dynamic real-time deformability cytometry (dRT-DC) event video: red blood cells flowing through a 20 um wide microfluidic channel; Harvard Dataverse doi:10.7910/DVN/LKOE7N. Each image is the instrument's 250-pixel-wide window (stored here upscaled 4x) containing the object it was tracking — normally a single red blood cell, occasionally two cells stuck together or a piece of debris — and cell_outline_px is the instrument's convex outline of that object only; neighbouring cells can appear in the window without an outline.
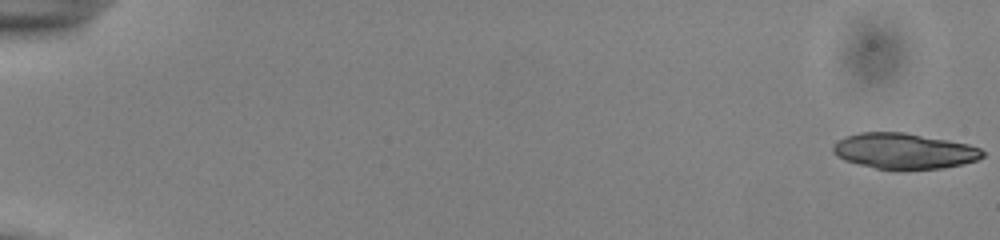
{"species": "common noctule bat (a hibernating species)", "species_latin": "Nyctalus noctula", "temperature_condition": "cold", "stored_images_in_passage": 55, "camera_frame_rate_fps": 3000, "um_per_image_px": 0.085, "animal": {"sex": "male", "body_mass_g": 13.0, "forearm_length_mm": 53.1}, "frame": {"image": 1, "passage_image": 1, "time_ms": 0.0, "image_size_px": [1000, 240], "cell_outline_px": [[984, 156], [976, 160], [944, 168], [876, 168], [844, 160], [836, 156], [832, 152], [832, 144], [848, 136], [860, 132], [904, 132], [948, 140], [968, 144], [980, 148], [984, 152]], "centroid_in_image_um": [76.83, 12.82], "position_along_channel_um": 8.2, "area_um2": 30.58}}
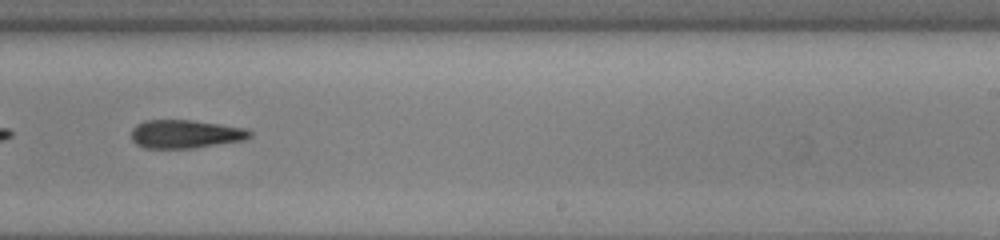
{"frame": {"image": 2, "passage_image": 36, "time_ms": 11.667, "image_size_px": [1000, 240], "cell_outline_px": [[252, 136], [244, 140], [192, 148], [144, 148], [136, 144], [132, 140], [132, 128], [136, 124], [144, 120], [192, 120], [248, 128], [252, 132]], "centroid_in_image_um": [15.76, 11.38], "position_along_channel_um": 273.2, "area_um2": 19.71}}
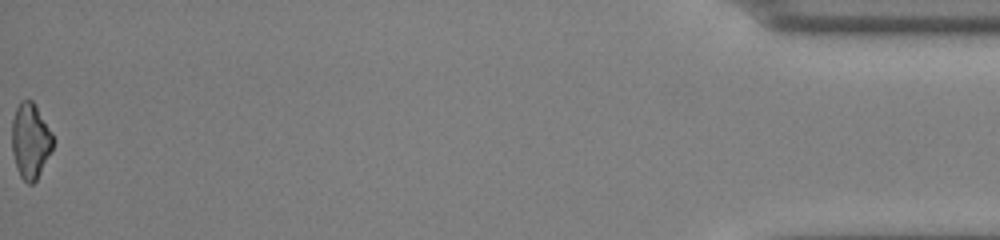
{"frame": {"image": 3, "passage_image": 55, "time_ms": 18.0, "image_size_px": [1000, 240], "cell_outline_px": [[52, 148], [36, 180], [32, 184], [28, 184], [20, 176], [16, 168], [12, 152], [12, 120], [16, 108], [20, 100], [32, 100], [52, 132]], "centroid_in_image_um": [2.55, 11.96], "position_along_channel_um": 432.6, "area_um2": 17.8}}